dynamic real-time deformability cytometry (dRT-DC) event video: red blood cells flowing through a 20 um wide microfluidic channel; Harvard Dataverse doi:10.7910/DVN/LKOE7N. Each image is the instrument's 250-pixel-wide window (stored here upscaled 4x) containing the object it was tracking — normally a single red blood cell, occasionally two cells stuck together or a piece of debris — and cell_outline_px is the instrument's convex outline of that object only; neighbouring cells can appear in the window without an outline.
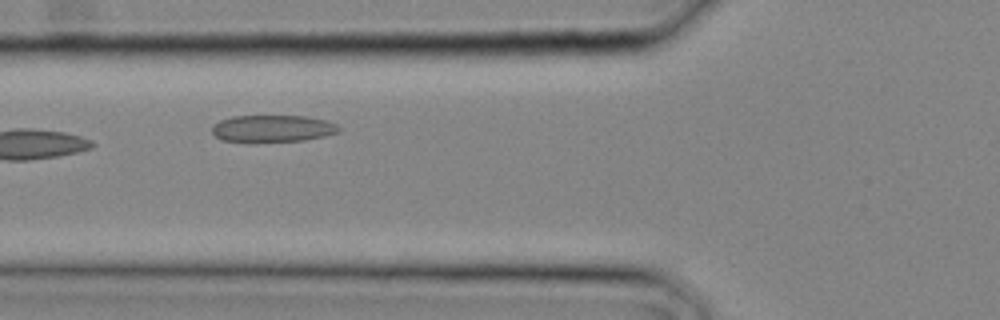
{"species": "common noctule bat (a hibernating species)", "species_latin": "Nyctalus noctula", "temperature_condition": "cold", "stored_images_in_passage": 3, "camera_frame_rate_fps": 3000, "um_per_image_px": 0.085, "animal": {"sex": "male", "body_mass_g": 20.4}, "frame": {"image": 1, "passage_image": 3, "time_ms": 0.667, "image_size_px": [1000, 320], "cell_outline_px": [[340, 132], [324, 136], [304, 140], [256, 144], [220, 140], [212, 132], [212, 124], [220, 120], [232, 116], [304, 116], [324, 120], [336, 124], [340, 128]], "centroid_in_image_um": [23.11, 10.96], "position_along_channel_um": 102.7, "area_um2": 20.58}}